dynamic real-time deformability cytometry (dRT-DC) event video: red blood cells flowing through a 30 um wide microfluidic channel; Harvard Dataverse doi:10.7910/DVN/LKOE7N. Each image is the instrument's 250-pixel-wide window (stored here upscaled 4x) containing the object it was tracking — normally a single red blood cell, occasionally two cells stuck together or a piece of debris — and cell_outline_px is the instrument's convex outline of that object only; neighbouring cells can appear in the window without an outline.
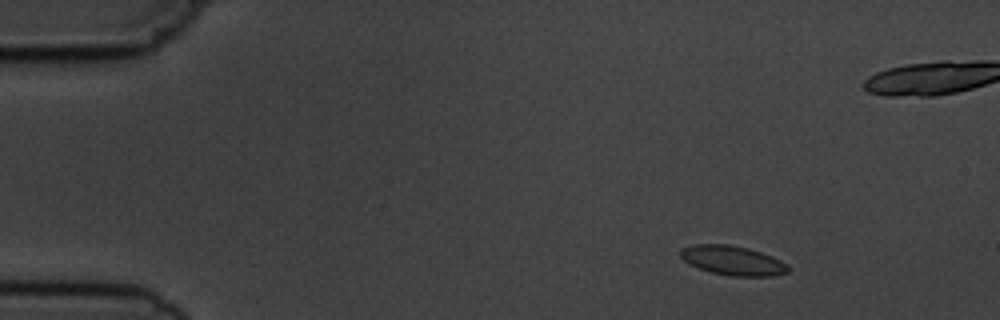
{"species": "common noctule bat (a hibernating species)", "species_latin": "Nyctalus noctula", "temperature_condition": "cold", "stored_images_in_passage": 7, "camera_frame_rate_fps": 3000, "um_per_image_px": 0.085, "animal": {"sex": "male", "body_mass_g": 19.5, "forearm_length_mm": 54.6}, "frame": {"image": 1, "passage_image": 1, "time_ms": 0.0, "image_size_px": [1000, 320], "cell_outline_px": [[788, 272], [772, 276], [728, 276], [712, 272], [688, 264], [680, 256], [680, 248], [692, 244], [728, 244], [748, 248], [760, 252], [780, 260], [788, 264]], "centroid_in_image_um": [62.24, 22.13], "position_along_channel_um": 22.8, "area_um2": 18.44}}
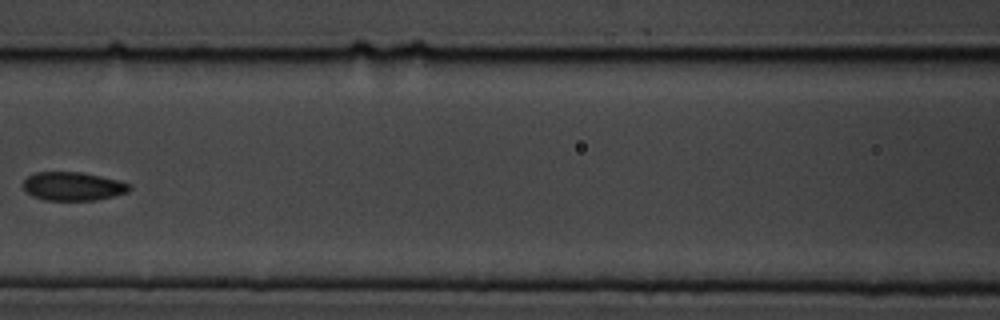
{"frame": {"image": 2, "passage_image": 6, "time_ms": 6.0, "image_size_px": [1000, 320], "cell_outline_px": [[132, 188], [128, 192], [116, 196], [96, 200], [44, 200], [32, 196], [24, 192], [24, 180], [28, 176], [36, 172], [80, 172], [120, 180], [132, 184]], "centroid_in_image_um": [6.24, 15.84], "position_along_channel_um": 160.4, "area_um2": 17.92}}
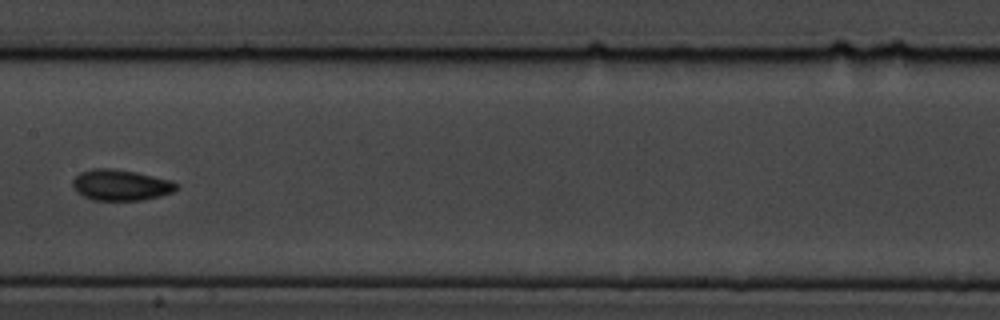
{"frame": {"image": 3, "passage_image": 7, "time_ms": 7.0, "image_size_px": [1000, 320], "cell_outline_px": [[180, 188], [172, 192], [160, 196], [144, 200], [92, 200], [76, 192], [72, 188], [72, 180], [80, 172], [92, 168], [112, 168], [136, 172], [172, 180]], "centroid_in_image_um": [10.25, 15.72], "position_along_channel_um": 197.1, "area_um2": 18.9}}